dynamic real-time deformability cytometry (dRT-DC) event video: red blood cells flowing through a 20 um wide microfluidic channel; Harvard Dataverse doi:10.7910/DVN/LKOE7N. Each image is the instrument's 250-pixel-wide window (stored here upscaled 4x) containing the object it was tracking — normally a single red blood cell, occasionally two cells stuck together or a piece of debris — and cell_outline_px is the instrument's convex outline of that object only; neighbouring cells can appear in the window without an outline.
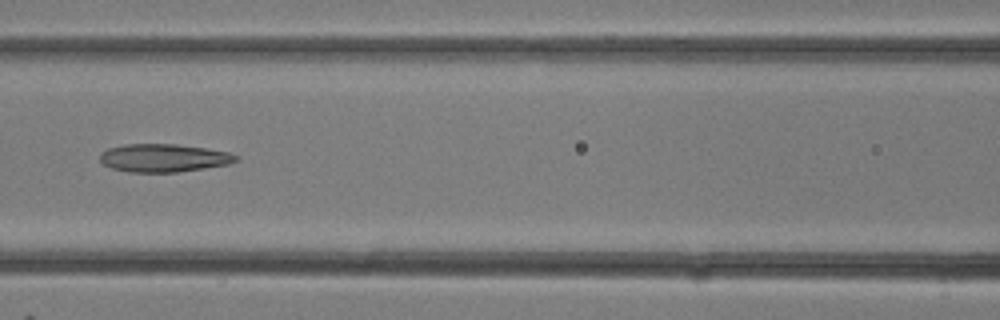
{"species": "common noctule bat (a hibernating species)", "species_latin": "Nyctalus noctula", "temperature_condition": "room temperature", "stored_images_in_passage": 31, "camera_frame_rate_fps": 3000, "um_per_image_px": 0.085, "animal": {"sex": "female"}, "frame": {"image": 1, "passage_image": 14, "time_ms": 4.333, "image_size_px": [1000, 320], "cell_outline_px": [[240, 160], [228, 164], [204, 168], [176, 172], [128, 172], [112, 168], [104, 164], [100, 160], [100, 152], [108, 148], [124, 144], [176, 144], [204, 148], [228, 152], [236, 156]], "centroid_in_image_um": [13.88, 13.42], "position_along_channel_um": 152.7, "area_um2": 22.14}}
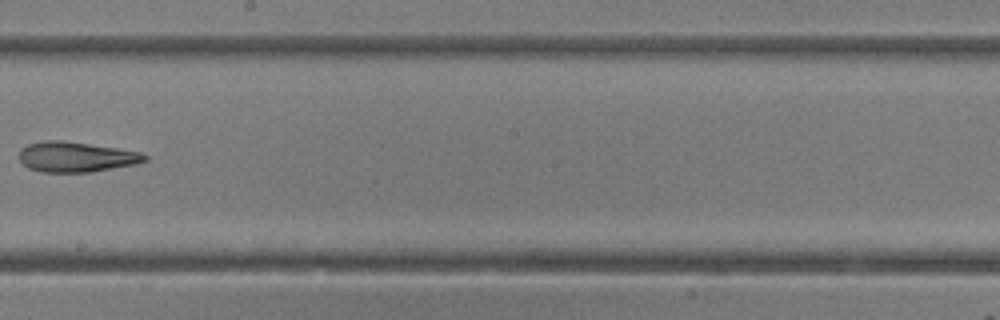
{"frame": {"image": 2, "passage_image": 18, "time_ms": 5.667, "image_size_px": [1000, 320], "cell_outline_px": [[148, 160], [136, 164], [92, 172], [40, 172], [28, 168], [20, 160], [20, 148], [28, 144], [48, 140], [64, 140], [116, 148], [140, 152], [148, 156]], "centroid_in_image_um": [6.47, 13.34], "position_along_channel_um": 241.7, "area_um2": 22.14}}
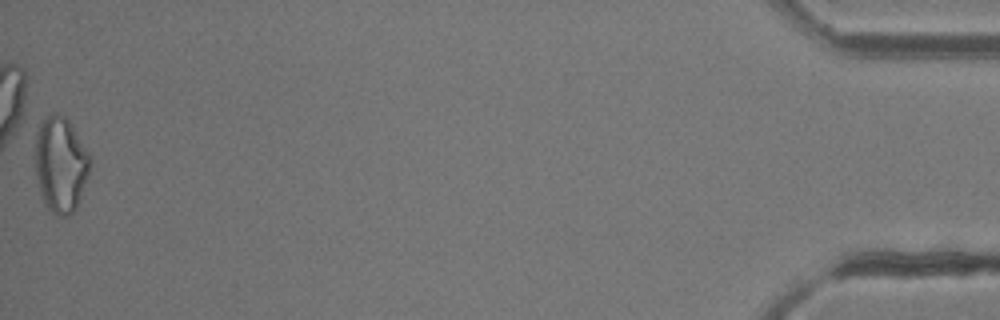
{"frame": {"image": 3, "passage_image": 31, "time_ms": 10.0, "image_size_px": [1000, 320], "cell_outline_px": [[92, 160], [88, 176], [76, 208], [68, 216], [56, 216], [44, 204], [40, 192], [36, 176], [36, 132], [40, 124], [52, 112], [56, 112], [64, 116], [68, 120], [92, 156]], "centroid_in_image_um": [5.17, 13.99], "position_along_channel_um": 430.0, "area_um2": 30.63}}